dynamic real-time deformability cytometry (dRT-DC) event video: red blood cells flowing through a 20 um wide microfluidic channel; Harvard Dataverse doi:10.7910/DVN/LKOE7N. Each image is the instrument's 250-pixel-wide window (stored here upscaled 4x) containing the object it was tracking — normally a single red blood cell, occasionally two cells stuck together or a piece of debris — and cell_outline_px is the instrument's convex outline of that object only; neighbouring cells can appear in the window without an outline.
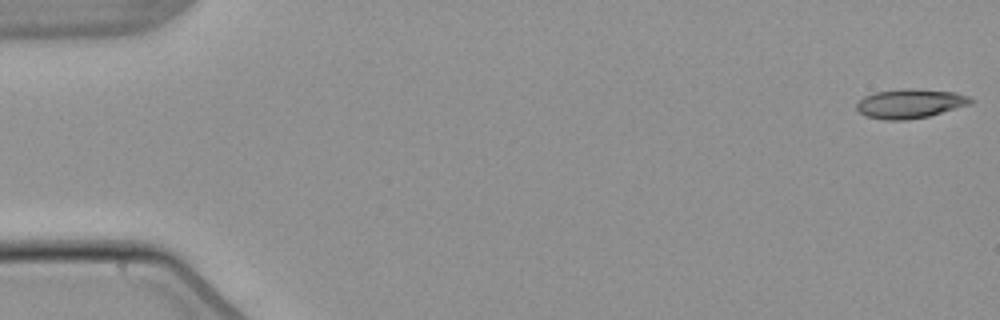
{"species": "common noctule bat (a hibernating species)", "species_latin": "Nyctalus noctula", "temperature_condition": "warm", "stored_images_in_passage": 53, "camera_frame_rate_fps": 3000, "um_per_image_px": 0.085, "animal": {"sex": "male", "body_mass_g": 21.5, "forearm_length_mm": 52.0}, "frame": {"image": 1, "passage_image": 1, "time_ms": 0.0, "image_size_px": [1000, 320], "cell_outline_px": [[976, 100], [972, 104], [928, 116], [904, 120], [884, 120], [864, 116], [856, 108], [856, 104], [864, 96], [876, 92], [904, 88], [908, 88], [956, 92], [968, 96]], "centroid_in_image_um": [77.37, 8.8], "position_along_channel_um": 7.6, "area_um2": 19.54}}
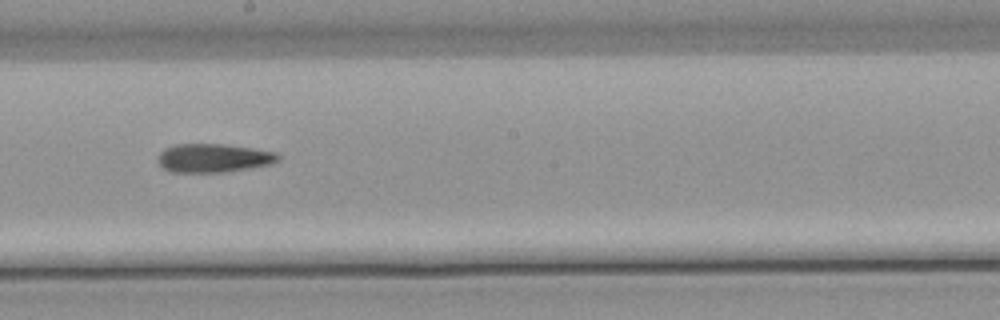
{"frame": {"image": 2, "passage_image": 30, "time_ms": 9.667, "image_size_px": [1000, 320], "cell_outline_px": [[280, 160], [272, 164], [252, 168], [228, 172], [168, 172], [160, 164], [160, 152], [164, 148], [176, 144], [224, 144], [252, 148], [276, 152], [280, 156]], "centroid_in_image_um": [18.2, 13.44], "position_along_channel_um": 230.0, "area_um2": 20.17}}
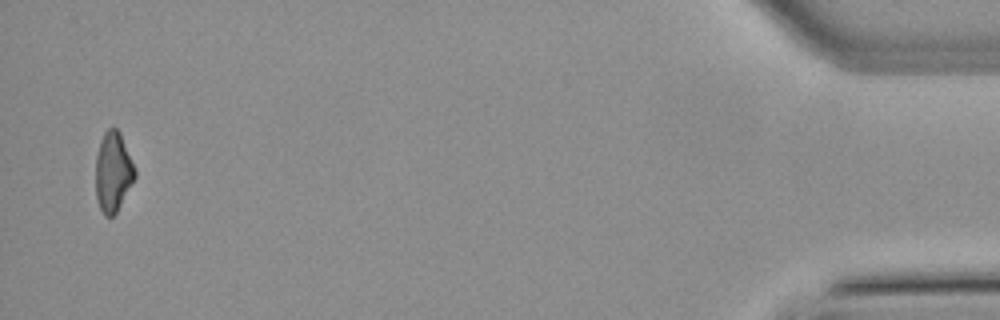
{"frame": {"image": 3, "passage_image": 52, "time_ms": 17.0, "image_size_px": [1000, 320], "cell_outline_px": [[136, 176], [116, 212], [112, 216], [104, 216], [100, 208], [96, 196], [96, 156], [100, 140], [104, 132], [108, 128], [116, 128], [120, 132], [136, 172]], "centroid_in_image_um": [9.59, 14.6], "position_along_channel_um": 425.6, "area_um2": 17.98}}